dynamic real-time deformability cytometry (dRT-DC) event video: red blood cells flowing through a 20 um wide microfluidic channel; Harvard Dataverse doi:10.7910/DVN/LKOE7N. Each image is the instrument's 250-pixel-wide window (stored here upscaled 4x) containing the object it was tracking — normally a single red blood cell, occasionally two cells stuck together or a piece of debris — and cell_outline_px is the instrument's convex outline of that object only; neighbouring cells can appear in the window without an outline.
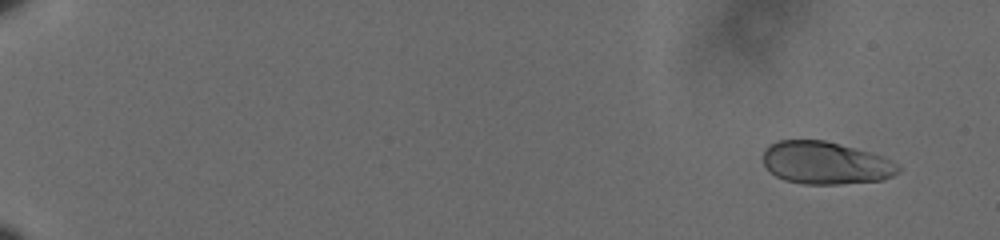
{"species": "human", "species_latin": "Homo sapiens", "temperature_condition": "cold", "stored_images_in_passage": 61, "camera_frame_rate_fps": 3000, "um_per_image_px": 0.085, "donor": {"sex": "male"}, "frame": {"image": 1, "passage_image": 5, "time_ms": 1.333, "image_size_px": [1000, 240], "cell_outline_px": [[900, 172], [892, 176], [880, 180], [840, 184], [804, 184], [784, 180], [776, 176], [764, 164], [764, 148], [768, 144], [776, 140], [824, 140], [856, 148], [880, 156], [896, 164], [900, 168]], "centroid_in_image_um": [70.13, 13.84], "position_along_channel_um": 14.9, "area_um2": 33.35}}
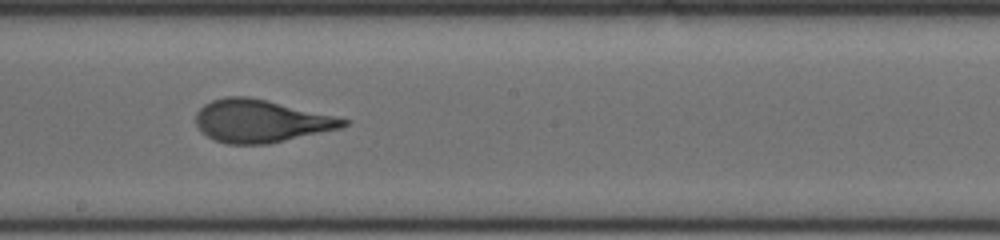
{"frame": {"image": 2, "passage_image": 38, "time_ms": 12.333, "image_size_px": [1000, 240], "cell_outline_px": [[348, 124], [340, 128], [268, 144], [228, 144], [216, 140], [208, 136], [196, 124], [196, 112], [204, 104], [212, 100], [224, 96], [248, 96], [332, 116], [348, 120]], "centroid_in_image_um": [22.11, 10.29], "position_along_channel_um": 226.1, "area_um2": 35.95}}
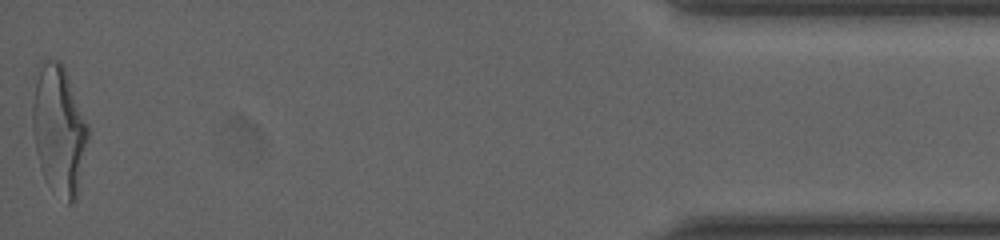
{"frame": {"image": 3, "passage_image": 61, "time_ms": 20.0, "image_size_px": [1000, 240], "cell_outline_px": [[88, 140], [76, 200], [72, 204], [68, 204], [52, 192], [40, 168], [36, 152], [32, 128], [32, 104], [36, 64], [48, 60], [56, 60], [64, 68], [68, 76], [88, 124]], "centroid_in_image_um": [4.98, 11.05], "position_along_channel_um": 430.2, "area_um2": 42.14}, "authors_computed_cell_mechanics": {"area_um2": 35.6626, "velocity_mm_per_s": 3.6116, "shape_relaxation_time_tau1_ms": 4.0303, "shape_relaxation_time_tau2_ms": null, "deformation_change_tau1": 0.1762, "deformation_change_tau2": null}}